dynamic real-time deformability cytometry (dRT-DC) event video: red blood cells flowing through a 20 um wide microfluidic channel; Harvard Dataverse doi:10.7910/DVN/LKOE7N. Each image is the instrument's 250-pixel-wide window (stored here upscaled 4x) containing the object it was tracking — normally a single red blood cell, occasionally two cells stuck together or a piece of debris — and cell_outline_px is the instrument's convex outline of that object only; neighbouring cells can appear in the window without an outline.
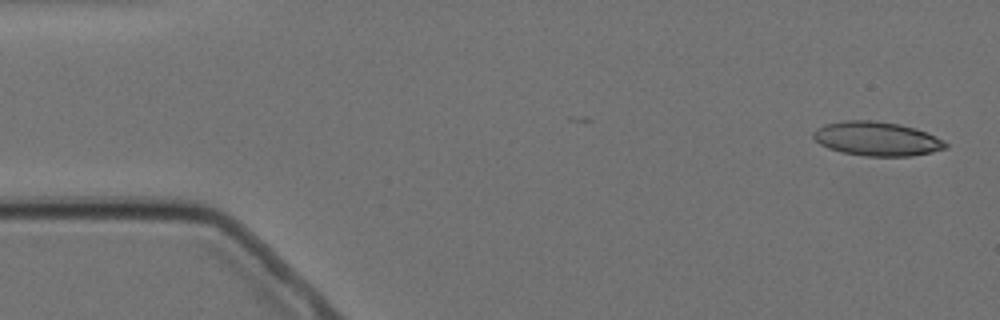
{"species": "Egyptian fruit bat (a non-hibernating species)", "species_latin": "Rousettus aegyptiacus", "temperature_condition": "cold", "stored_images_in_passage": 6, "camera_frame_rate_fps": 3000, "um_per_image_px": 0.085, "animal": {"sex": "female"}, "frame": {"image": 1, "passage_image": 1, "time_ms": 0.0, "image_size_px": [1000, 320], "cell_outline_px": [[948, 148], [932, 152], [912, 156], [864, 156], [840, 152], [828, 148], [820, 144], [812, 136], [812, 132], [816, 128], [824, 124], [844, 120], [872, 120], [900, 124], [916, 128], [944, 140], [948, 144]], "centroid_in_image_um": [74.52, 11.79], "position_along_channel_um": 10.5, "area_um2": 26.53}}
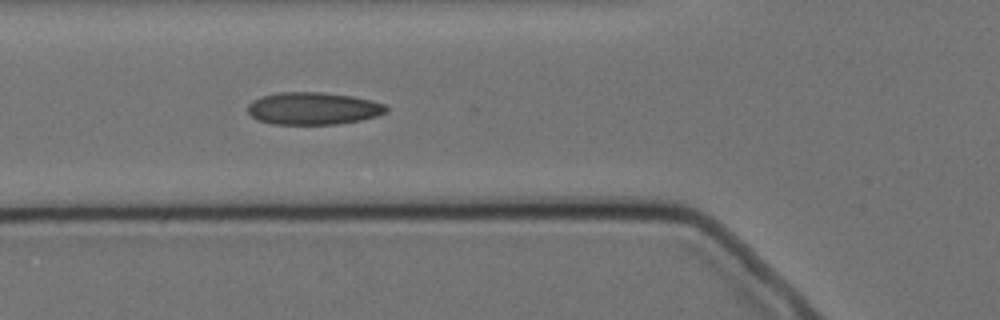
{"frame": {"image": 2, "passage_image": 6, "time_ms": 5.667, "image_size_px": [1000, 320], "cell_outline_px": [[388, 112], [376, 116], [360, 120], [336, 124], [272, 124], [256, 120], [248, 112], [248, 104], [252, 100], [260, 96], [280, 92], [320, 92], [352, 96], [372, 100], [384, 104], [388, 108]], "centroid_in_image_um": [26.6, 9.21], "position_along_channel_um": 99.2, "area_um2": 26.24}}